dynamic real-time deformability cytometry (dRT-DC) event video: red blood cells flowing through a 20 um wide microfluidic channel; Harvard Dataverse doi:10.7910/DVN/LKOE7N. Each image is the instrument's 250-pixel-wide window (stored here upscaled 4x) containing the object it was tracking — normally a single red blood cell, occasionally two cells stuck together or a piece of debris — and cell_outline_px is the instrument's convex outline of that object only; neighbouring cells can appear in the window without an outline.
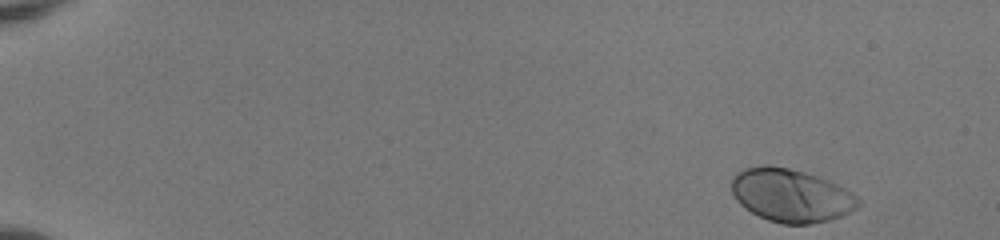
{"species": "human", "species_latin": "Homo sapiens", "temperature_condition": "room temperature", "stored_images_in_passage": 49, "camera_frame_rate_fps": 3000, "um_per_image_px": 0.085, "donor": {"sex": "female"}, "frame": {"image": 1, "passage_image": 1, "time_ms": 0.0, "image_size_px": [1000, 240], "cell_outline_px": [[860, 204], [856, 208], [840, 216], [828, 220], [812, 224], [780, 224], [768, 220], [744, 208], [736, 200], [732, 192], [732, 176], [736, 172], [744, 168], [764, 164], [768, 164], [788, 168], [820, 176], [852, 192], [860, 200]], "centroid_in_image_um": [67.21, 16.6], "position_along_channel_um": 17.8, "area_um2": 39.42}}
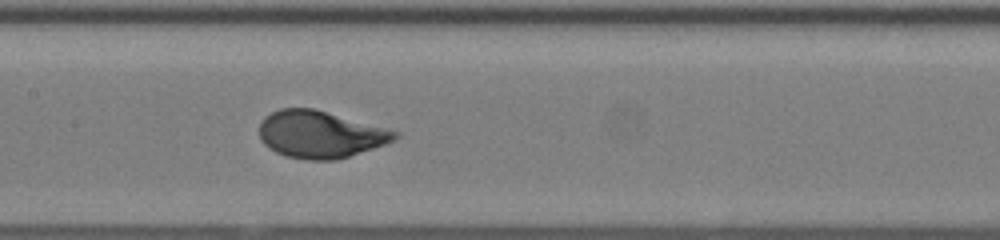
{"frame": {"image": 2, "passage_image": 25, "time_ms": 8.0, "image_size_px": [1000, 240], "cell_outline_px": [[400, 136], [384, 144], [336, 160], [304, 160], [288, 156], [276, 152], [268, 148], [260, 140], [260, 124], [264, 116], [280, 108], [312, 108], [400, 132]], "centroid_in_image_um": [27.17, 11.42], "position_along_channel_um": 180.2, "area_um2": 36.82}}
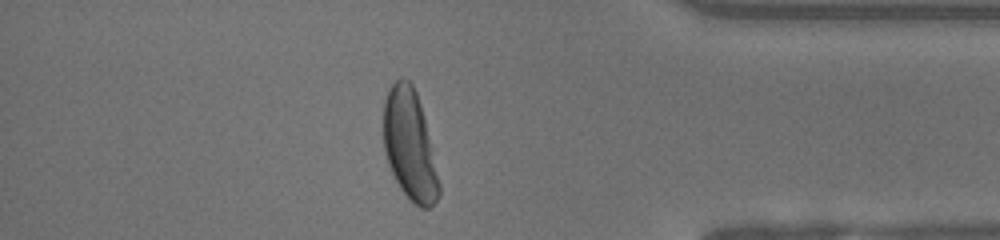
{"frame": {"image": 3, "passage_image": 43, "time_ms": 14.0, "image_size_px": [1000, 240], "cell_outline_px": [[440, 196], [428, 208], [420, 208], [412, 204], [400, 188], [388, 164], [384, 152], [384, 100], [388, 88], [400, 76], [408, 80], [412, 84], [416, 92], [424, 116], [440, 184]], "centroid_in_image_um": [34.81, 12.34], "position_along_channel_um": 400.4, "area_um2": 35.66}, "authors_computed_cell_mechanics": {"area_um2": 37.1654, "velocity_mm_per_s": 3.9911, "shape_relaxation_time_tau1_ms": 2.4911, "shape_relaxation_time_tau2_ms": null, "deformation_change_tau1": 0.1767, "deformation_change_tau2": null}}